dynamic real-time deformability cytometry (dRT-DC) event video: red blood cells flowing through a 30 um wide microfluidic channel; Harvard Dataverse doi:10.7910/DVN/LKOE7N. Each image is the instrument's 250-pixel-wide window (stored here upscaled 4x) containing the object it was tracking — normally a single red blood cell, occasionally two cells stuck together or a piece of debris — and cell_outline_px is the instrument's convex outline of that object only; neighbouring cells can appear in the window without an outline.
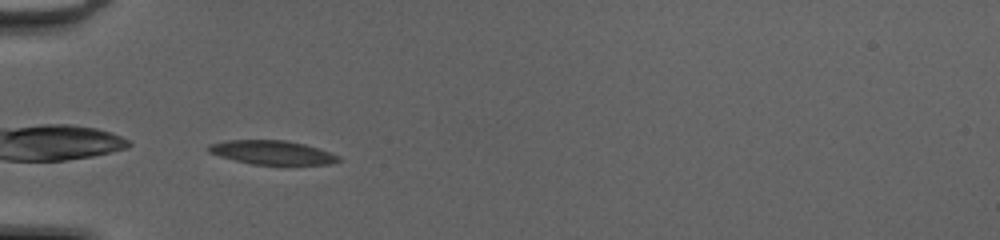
{"species": "common noctule bat (a hibernating species)", "species_latin": "Nyctalus noctula", "temperature_condition": "cold", "stored_images_in_passage": 34, "camera_frame_rate_fps": 3000, "um_per_image_px": 0.085, "animal": {"sex": "female", "body_mass_g": 20.0, "forearm_length_mm": 54.0}, "frame": {"image": 1, "passage_image": 1, "time_ms": 0.0, "image_size_px": [1000, 240], "cell_outline_px": [[340, 160], [332, 164], [252, 164], [220, 156], [208, 152], [208, 144], [224, 140], [284, 140], [304, 144], [340, 156]], "centroid_in_image_um": [23.09, 12.95], "position_along_channel_um": 61.9, "area_um2": 17.86}}
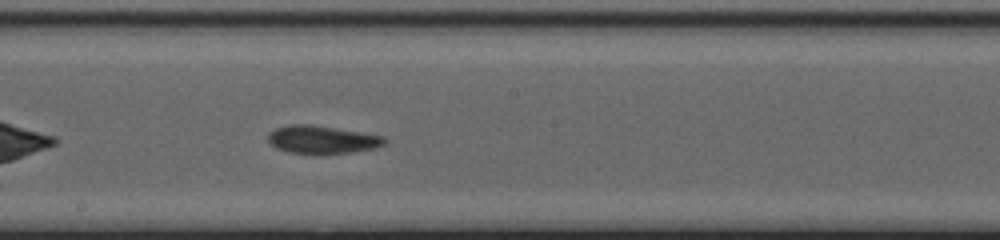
{"frame": {"image": 2, "passage_image": 13, "time_ms": 4.0, "image_size_px": [1000, 240], "cell_outline_px": [[388, 140], [384, 144], [376, 148], [352, 152], [288, 152], [276, 148], [268, 140], [268, 132], [276, 128], [288, 124], [312, 124], [384, 136]], "centroid_in_image_um": [27.38, 11.83], "position_along_channel_um": 220.8, "area_um2": 18.61}}
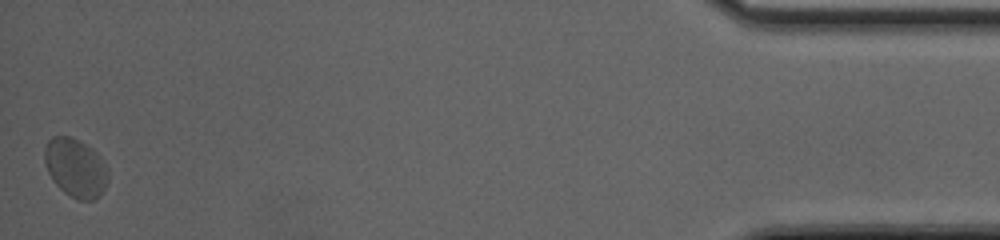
{"frame": {"image": 3, "passage_image": 34, "time_ms": 11.0, "image_size_px": [1000, 240], "cell_outline_px": [[108, 180], [100, 196], [92, 200], [80, 200], [64, 192], [52, 180], [48, 172], [44, 160], [44, 148], [48, 140], [52, 136], [72, 136], [92, 148], [108, 172]], "centroid_in_image_um": [6.39, 14.25], "position_along_channel_um": 428.8, "area_um2": 21.5}, "authors_computed_cell_mechanics": {"area_um2": 19.2185, "velocity_mm_per_s": 4.1584, "shape_relaxation_time_tau1_ms": null, "shape_relaxation_time_tau2_ms": 2.1132, "deformation_change_tau1": null, "deformation_change_tau2": 0.0793}}